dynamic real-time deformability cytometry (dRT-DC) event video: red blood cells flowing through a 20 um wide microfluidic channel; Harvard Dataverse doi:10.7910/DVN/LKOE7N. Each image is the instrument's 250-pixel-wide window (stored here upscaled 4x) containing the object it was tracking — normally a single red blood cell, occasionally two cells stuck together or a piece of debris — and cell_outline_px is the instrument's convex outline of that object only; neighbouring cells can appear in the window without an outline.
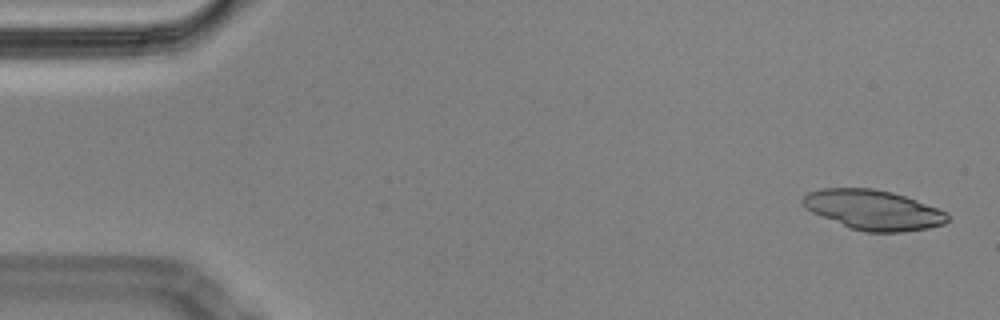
{"species": "Egyptian fruit bat (a non-hibernating species)", "species_latin": "Rousettus aegyptiacus", "temperature_condition": "cold", "stored_images_in_passage": 56, "segment_of_instrument_passage": [1, 2], "camera_frame_rate_fps": 3000, "um_per_image_px": 0.085, "animal": {"sex": "male"}, "frame": {"image": 1, "passage_image": 2, "time_ms": 0.333, "image_size_px": [1000, 320], "cell_outline_px": [[948, 220], [944, 224], [928, 228], [904, 232], [864, 232], [848, 228], [812, 212], [804, 208], [800, 200], [808, 192], [824, 188], [872, 188], [892, 192], [916, 200], [948, 212]], "centroid_in_image_um": [74.21, 17.85], "position_along_channel_um": 10.8, "area_um2": 33.76}}
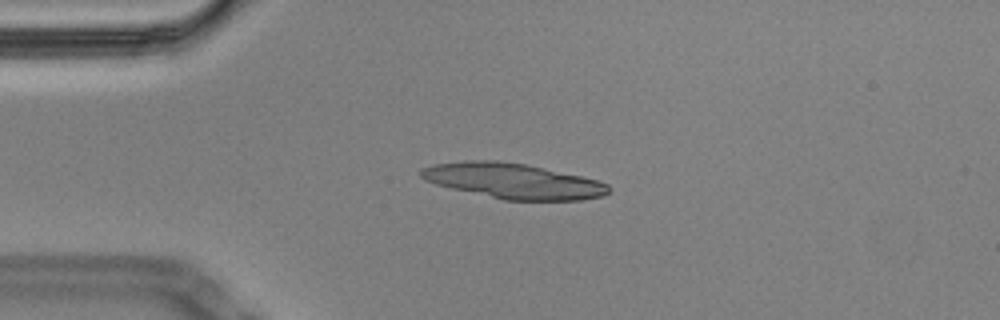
{"frame": {"image": 2, "passage_image": 13, "time_ms": 4.0, "image_size_px": [1000, 320], "cell_outline_px": [[612, 188], [604, 196], [580, 200], [504, 200], [452, 188], [436, 184], [424, 180], [420, 176], [420, 168], [436, 164], [464, 160], [496, 160], [524, 164], [580, 176], [596, 180], [608, 184]], "centroid_in_image_um": [43.6, 15.38], "position_along_channel_um": 41.4, "area_um2": 38.32}}